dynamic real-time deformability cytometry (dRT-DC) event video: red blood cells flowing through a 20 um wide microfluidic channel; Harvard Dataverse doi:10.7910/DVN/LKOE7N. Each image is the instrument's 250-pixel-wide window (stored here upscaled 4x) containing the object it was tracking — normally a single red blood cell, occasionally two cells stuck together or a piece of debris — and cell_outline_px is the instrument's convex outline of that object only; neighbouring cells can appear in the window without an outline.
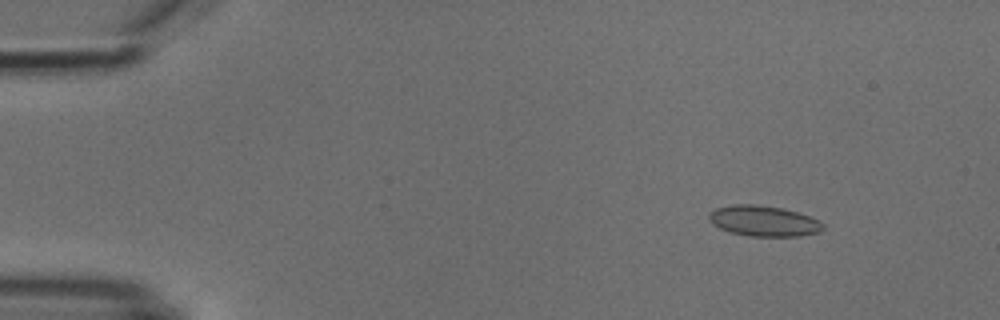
{"species": "common noctule bat (a hibernating species)", "species_latin": "Nyctalus noctula", "temperature_condition": "cold", "stored_images_in_passage": 5, "camera_frame_rate_fps": 3000, "um_per_image_px": 0.085, "animal": {"sex": "male", "body_mass_g": 18.8}, "frame": {"image": 1, "passage_image": 2, "time_ms": 2.0, "image_size_px": [1000, 320], "cell_outline_px": [[824, 228], [820, 232], [800, 236], [748, 236], [728, 232], [712, 224], [708, 220], [708, 212], [716, 208], [732, 204], [756, 204], [784, 208], [820, 220], [824, 224]], "centroid_in_image_um": [64.89, 18.78], "position_along_channel_um": 20.1, "area_um2": 20.63}}
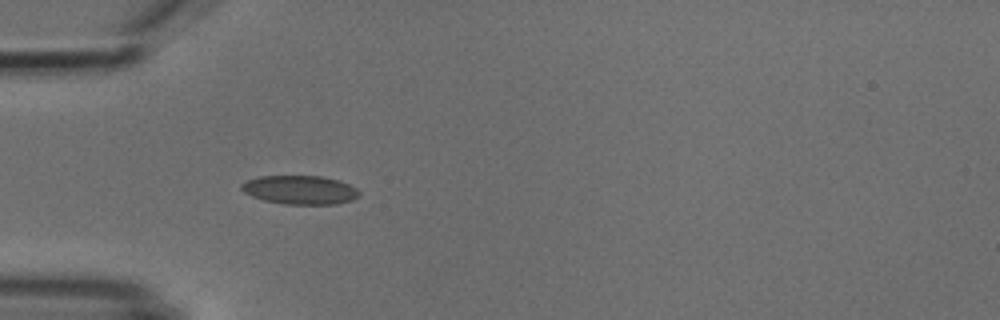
{"frame": {"image": 2, "passage_image": 5, "time_ms": 5.333, "image_size_px": [1000, 320], "cell_outline_px": [[360, 196], [352, 200], [336, 204], [284, 204], [264, 200], [252, 196], [244, 192], [240, 188], [240, 184], [256, 176], [320, 176], [340, 180], [356, 188], [360, 192]], "centroid_in_image_um": [25.5, 16.14], "position_along_channel_um": 59.5, "area_um2": 19.83}}